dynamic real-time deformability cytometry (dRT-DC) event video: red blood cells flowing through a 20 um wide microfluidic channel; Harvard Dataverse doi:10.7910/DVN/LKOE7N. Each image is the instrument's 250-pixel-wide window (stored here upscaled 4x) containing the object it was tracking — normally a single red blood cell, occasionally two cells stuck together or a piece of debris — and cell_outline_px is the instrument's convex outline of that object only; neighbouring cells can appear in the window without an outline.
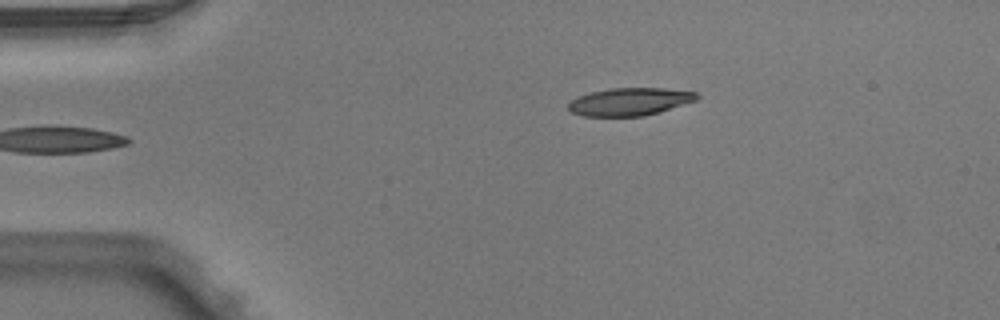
{"species": "Egyptian fruit bat (a non-hibernating species)", "species_latin": "Rousettus aegyptiacus", "temperature_condition": "warm", "stored_images_in_passage": 4, "camera_frame_rate_fps": 3000, "um_per_image_px": 0.085, "animal": {"sex": "male"}, "frame": {"image": 1, "passage_image": 4, "time_ms": 1.0, "image_size_px": [1000, 320], "cell_outline_px": [[700, 96], [696, 100], [660, 112], [644, 116], [584, 116], [572, 112], [568, 108], [568, 104], [576, 96], [592, 92], [612, 88], [664, 88], [696, 92]], "centroid_in_image_um": [53.53, 8.64], "position_along_channel_um": 31.5, "area_um2": 20.69}}